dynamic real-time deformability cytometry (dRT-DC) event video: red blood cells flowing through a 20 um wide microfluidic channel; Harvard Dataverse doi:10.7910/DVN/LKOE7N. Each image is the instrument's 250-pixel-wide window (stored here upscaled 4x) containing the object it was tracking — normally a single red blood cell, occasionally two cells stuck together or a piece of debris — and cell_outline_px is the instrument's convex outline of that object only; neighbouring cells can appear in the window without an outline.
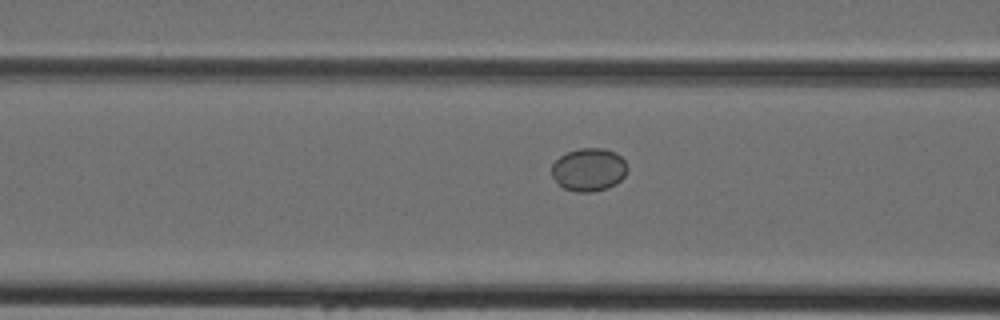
{"species": "Egyptian fruit bat (a non-hibernating species)", "species_latin": "Rousettus aegyptiacus", "temperature_condition": "cold", "stored_images_in_passage": 6, "camera_frame_rate_fps": 3000, "um_per_image_px": 0.085, "animal": {"sex": "female"}, "frame": {"image": 1, "passage_image": 6, "time_ms": 1.667, "image_size_px": [1000, 320], "cell_outline_px": [[628, 168], [624, 176], [616, 184], [608, 188], [592, 192], [576, 192], [564, 188], [552, 176], [552, 164], [560, 156], [568, 152], [580, 148], [604, 148], [616, 152], [624, 160]], "centroid_in_image_um": [50.07, 14.42], "position_along_channel_um": 116.5, "area_um2": 18.96}}